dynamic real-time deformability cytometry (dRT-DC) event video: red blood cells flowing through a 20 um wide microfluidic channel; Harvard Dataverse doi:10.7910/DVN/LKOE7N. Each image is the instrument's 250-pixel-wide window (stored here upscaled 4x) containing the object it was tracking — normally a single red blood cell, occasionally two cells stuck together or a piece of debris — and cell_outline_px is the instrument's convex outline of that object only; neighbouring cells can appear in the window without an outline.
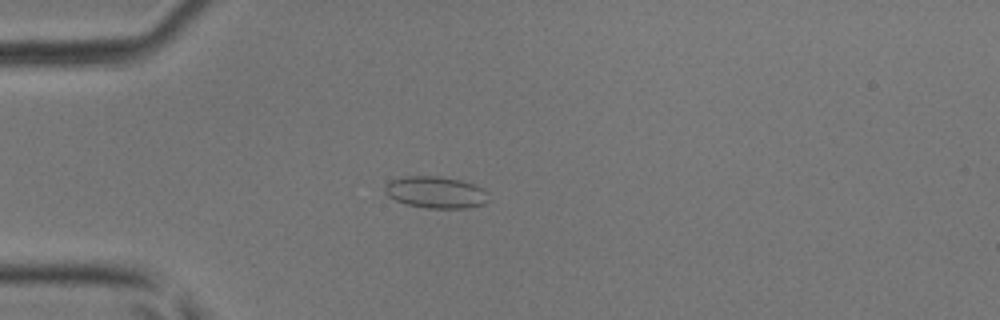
{"species": "common noctule bat (a hibernating species)", "species_latin": "Nyctalus noctula", "temperature_condition": "room temperature", "stored_images_in_passage": 9, "camera_frame_rate_fps": 3000, "um_per_image_px": 0.085, "animal": {"sex": "male", "body_mass_g": 17.9, "forearm_length_mm": 54.2}, "frame": {"image": 1, "passage_image": 5, "time_ms": 1.333, "image_size_px": [1000, 320], "cell_outline_px": [[488, 200], [484, 204], [468, 208], [424, 208], [404, 204], [388, 196], [384, 188], [392, 180], [404, 176], [440, 176], [460, 180], [472, 184], [480, 188], [484, 192]], "centroid_in_image_um": [37.01, 16.36], "position_along_channel_um": 48.0, "area_um2": 18.96}}